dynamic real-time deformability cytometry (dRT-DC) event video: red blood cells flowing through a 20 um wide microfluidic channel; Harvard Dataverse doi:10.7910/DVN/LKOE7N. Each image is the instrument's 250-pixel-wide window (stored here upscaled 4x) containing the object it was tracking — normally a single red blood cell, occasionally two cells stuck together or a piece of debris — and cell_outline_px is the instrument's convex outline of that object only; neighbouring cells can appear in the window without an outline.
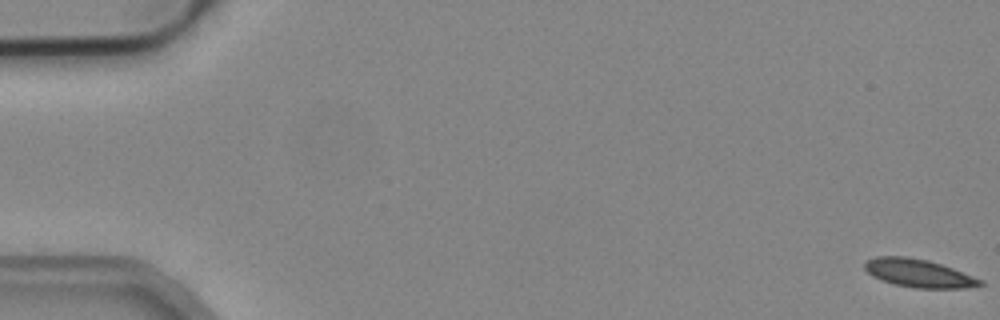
{"species": "common noctule bat (a hibernating species)", "species_latin": "Nyctalus noctula", "temperature_condition": "cold", "stored_images_in_passage": 5, "camera_frame_rate_fps": 3000, "um_per_image_px": 0.085, "animal": {"sex": "male", "body_mass_g": 19.2, "forearm_length_mm": 51.8}, "frame": {"image": 1, "passage_image": 1, "time_ms": 0.0, "image_size_px": [1000, 320], "cell_outline_px": [[984, 284], [964, 288], [916, 288], [892, 284], [880, 280], [872, 276], [864, 268], [864, 260], [876, 256], [904, 256], [928, 260], [952, 268], [984, 280]], "centroid_in_image_um": [78.04, 23.22], "position_along_channel_um": 7.0, "area_um2": 19.02}}